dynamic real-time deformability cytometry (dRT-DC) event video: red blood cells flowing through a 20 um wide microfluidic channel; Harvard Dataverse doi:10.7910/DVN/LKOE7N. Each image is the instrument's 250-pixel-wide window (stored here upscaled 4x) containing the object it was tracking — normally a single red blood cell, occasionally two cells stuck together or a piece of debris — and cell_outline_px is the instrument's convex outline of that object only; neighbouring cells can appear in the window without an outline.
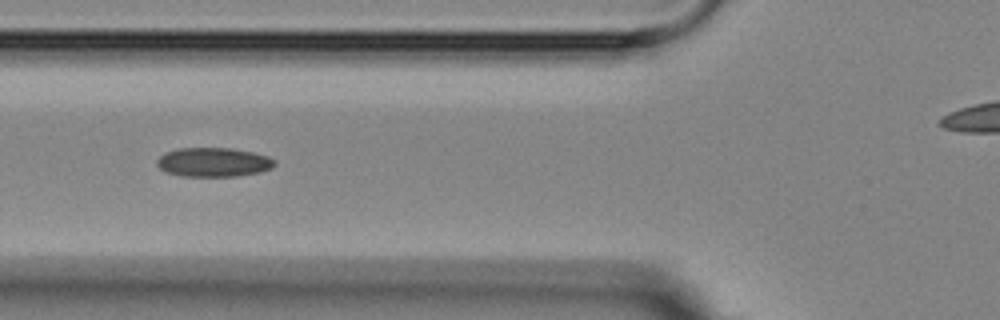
{"species": "Egyptian fruit bat (a non-hibernating species)", "species_latin": "Rousettus aegyptiacus", "temperature_condition": "room temperature", "stored_images_in_passage": 8, "segment_of_instrument_passage": [1, 2], "camera_frame_rate_fps": 3000, "um_per_image_px": 0.085, "animal": {"sex": "female"}, "frame": {"image": 1, "passage_image": 6, "time_ms": 5.667, "image_size_px": [1000, 320], "cell_outline_px": [[276, 164], [272, 168], [260, 172], [236, 176], [180, 176], [168, 172], [160, 168], [156, 164], [156, 160], [164, 152], [180, 148], [228, 148], [252, 152], [268, 156], [276, 160]], "centroid_in_image_um": [18.15, 13.78], "position_along_channel_um": 107.6, "area_um2": 20.0}}
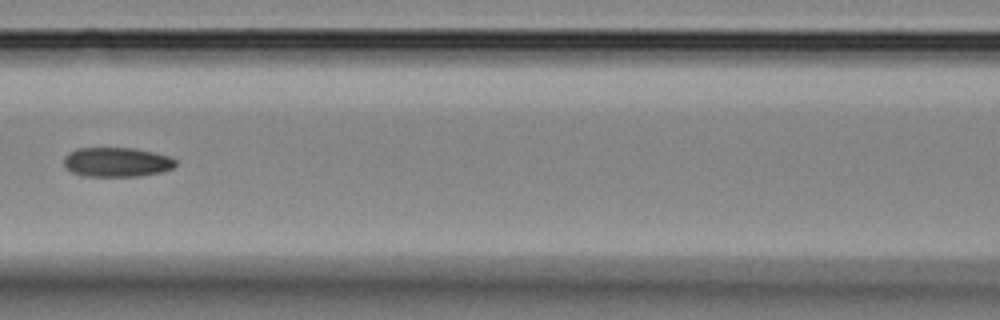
{"frame": {"image": 2, "passage_image": 7, "time_ms": 7.0, "image_size_px": [1000, 320], "cell_outline_px": [[176, 164], [172, 168], [160, 172], [136, 176], [84, 176], [72, 172], [64, 164], [64, 156], [68, 152], [76, 148], [132, 148], [152, 152], [168, 156], [176, 160]], "centroid_in_image_um": [9.89, 13.77], "position_along_channel_um": 156.7, "area_um2": 19.02}}